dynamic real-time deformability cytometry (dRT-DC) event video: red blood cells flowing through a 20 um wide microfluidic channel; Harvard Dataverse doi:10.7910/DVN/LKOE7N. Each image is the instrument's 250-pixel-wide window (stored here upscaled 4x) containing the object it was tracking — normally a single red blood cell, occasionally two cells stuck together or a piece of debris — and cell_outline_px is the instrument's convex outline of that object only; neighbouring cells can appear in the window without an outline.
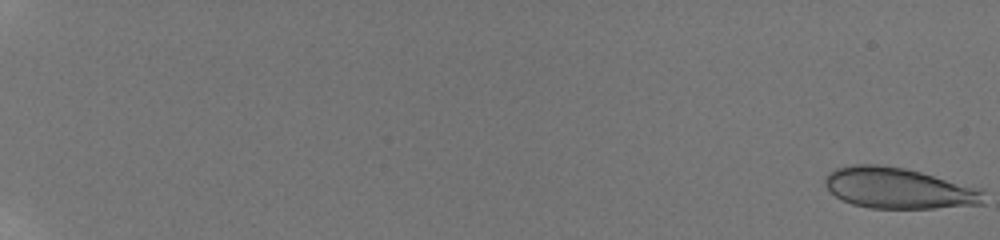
{"species": "human", "species_latin": "Homo sapiens", "temperature_condition": "room temperature", "stored_images_in_passage": 58, "camera_frame_rate_fps": 3000, "um_per_image_px": 0.085, "donor": {"sex": "male"}, "frame": {"image": 1, "passage_image": 1, "time_ms": 0.0, "image_size_px": [1000, 240], "cell_outline_px": [[984, 204], [932, 208], [868, 208], [852, 204], [836, 196], [824, 184], [824, 180], [828, 172], [836, 168], [852, 164], [880, 164], [904, 168], [920, 172], [980, 188], [984, 192]], "centroid_in_image_um": [76.36, 15.99], "position_along_channel_um": 8.6, "area_um2": 37.74}}
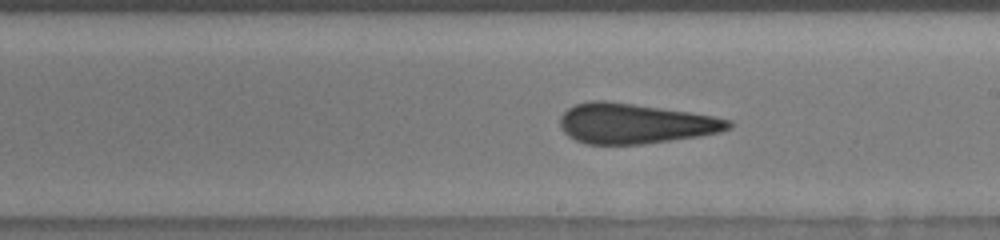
{"frame": {"image": 2, "passage_image": 38, "time_ms": 12.333, "image_size_px": [1000, 240], "cell_outline_px": [[732, 128], [720, 132], [700, 136], [640, 144], [584, 144], [568, 136], [560, 128], [560, 116], [568, 108], [576, 104], [592, 100], [604, 100], [688, 112], [712, 116], [732, 120]], "centroid_in_image_um": [53.95, 10.5], "position_along_channel_um": 235.1, "area_um2": 39.19}}
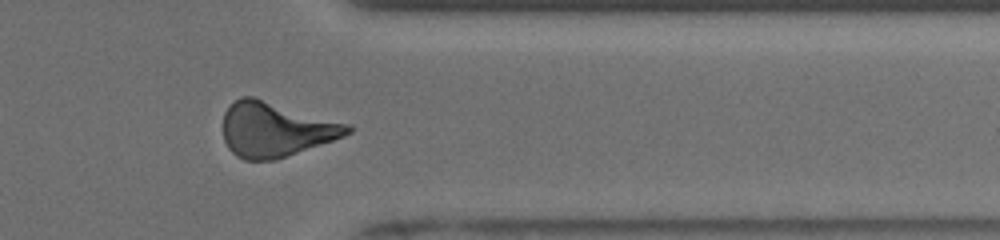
{"frame": {"image": 3, "passage_image": 50, "time_ms": 16.333, "image_size_px": [1000, 240], "cell_outline_px": [[352, 132], [344, 136], [276, 160], [244, 160], [236, 156], [228, 148], [224, 140], [224, 112], [240, 96], [252, 96], [352, 124]], "centroid_in_image_um": [23.45, 11.0], "position_along_channel_um": 388.0, "area_um2": 39.71}, "authors_computed_cell_mechanics": {"area_um2": 38.3792, "velocity_mm_per_s": 3.8714, "shape_relaxation_time_tau1_ms": 8.5287, "shape_relaxation_time_tau2_ms": 1.5591, "deformation_change_tau1": 0.1751, "deformation_change_tau2": 0.0835}}